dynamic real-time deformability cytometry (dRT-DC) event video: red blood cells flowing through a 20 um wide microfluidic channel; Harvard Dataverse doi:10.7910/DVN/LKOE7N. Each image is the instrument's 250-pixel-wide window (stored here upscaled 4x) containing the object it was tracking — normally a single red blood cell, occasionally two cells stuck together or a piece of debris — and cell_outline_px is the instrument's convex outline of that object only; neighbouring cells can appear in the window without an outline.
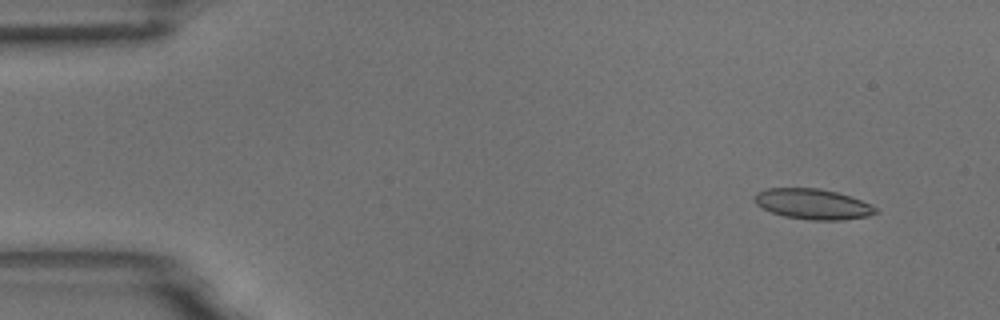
{"species": "common noctule bat (a hibernating species)", "species_latin": "Nyctalus noctula", "temperature_condition": "room temperature", "stored_images_in_passage": 7, "camera_frame_rate_fps": 3000, "um_per_image_px": 0.085, "animal": {"sex": "male", "body_mass_g": 18.8}, "frame": {"image": 1, "passage_image": 2, "time_ms": 0.333, "image_size_px": [1000, 320], "cell_outline_px": [[880, 212], [868, 216], [844, 220], [812, 220], [784, 216], [772, 212], [756, 204], [752, 200], [752, 196], [756, 192], [768, 188], [820, 188], [836, 192], [872, 204]], "centroid_in_image_um": [69.08, 17.34], "position_along_channel_um": 15.9, "area_um2": 21.56}}
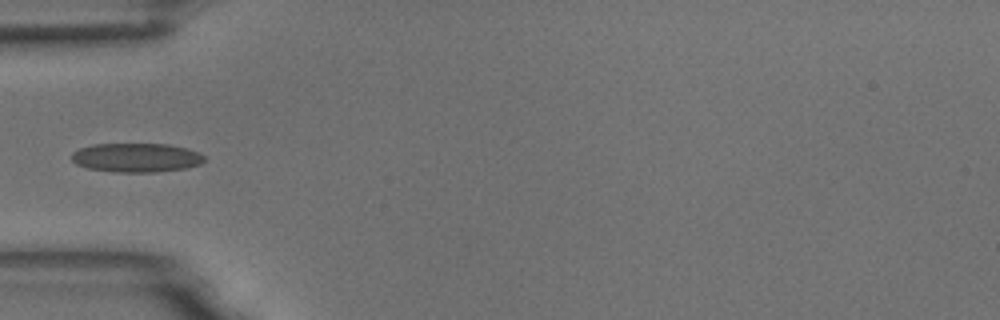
{"frame": {"image": 2, "passage_image": 6, "time_ms": 1.667, "image_size_px": [1000, 320], "cell_outline_px": [[204, 160], [200, 164], [188, 168], [156, 172], [116, 172], [88, 168], [76, 164], [72, 160], [72, 152], [80, 148], [92, 144], [168, 144], [188, 148], [200, 152], [204, 156]], "centroid_in_image_um": [11.61, 13.39], "position_along_channel_um": 73.4, "area_um2": 22.6}}